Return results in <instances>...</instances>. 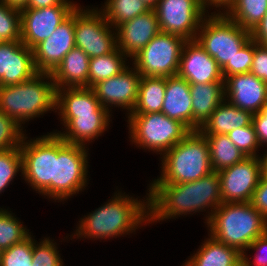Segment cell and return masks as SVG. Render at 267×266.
<instances>
[{
    "label": "cell",
    "instance_id": "d590c367",
    "mask_svg": "<svg viewBox=\"0 0 267 266\" xmlns=\"http://www.w3.org/2000/svg\"><path fill=\"white\" fill-rule=\"evenodd\" d=\"M49 237L40 243L33 238L32 266H64L57 243Z\"/></svg>",
    "mask_w": 267,
    "mask_h": 266
},
{
    "label": "cell",
    "instance_id": "f35d334b",
    "mask_svg": "<svg viewBox=\"0 0 267 266\" xmlns=\"http://www.w3.org/2000/svg\"><path fill=\"white\" fill-rule=\"evenodd\" d=\"M230 141L246 156H259L258 148L260 144L257 139L253 123L248 126L237 128L227 134ZM257 151V152H256Z\"/></svg>",
    "mask_w": 267,
    "mask_h": 266
},
{
    "label": "cell",
    "instance_id": "83f0119b",
    "mask_svg": "<svg viewBox=\"0 0 267 266\" xmlns=\"http://www.w3.org/2000/svg\"><path fill=\"white\" fill-rule=\"evenodd\" d=\"M165 89L166 77L141 76L137 102L131 114L161 112Z\"/></svg>",
    "mask_w": 267,
    "mask_h": 266
},
{
    "label": "cell",
    "instance_id": "d6986e66",
    "mask_svg": "<svg viewBox=\"0 0 267 266\" xmlns=\"http://www.w3.org/2000/svg\"><path fill=\"white\" fill-rule=\"evenodd\" d=\"M224 99L242 110L258 113L267 101V83L250 72L226 77Z\"/></svg>",
    "mask_w": 267,
    "mask_h": 266
},
{
    "label": "cell",
    "instance_id": "7c38bea8",
    "mask_svg": "<svg viewBox=\"0 0 267 266\" xmlns=\"http://www.w3.org/2000/svg\"><path fill=\"white\" fill-rule=\"evenodd\" d=\"M154 10L161 32L185 40L196 39L200 24L209 13L201 0H159Z\"/></svg>",
    "mask_w": 267,
    "mask_h": 266
},
{
    "label": "cell",
    "instance_id": "4316f807",
    "mask_svg": "<svg viewBox=\"0 0 267 266\" xmlns=\"http://www.w3.org/2000/svg\"><path fill=\"white\" fill-rule=\"evenodd\" d=\"M253 114L224 99L199 129L202 134H228L252 123Z\"/></svg>",
    "mask_w": 267,
    "mask_h": 266
},
{
    "label": "cell",
    "instance_id": "db71d44e",
    "mask_svg": "<svg viewBox=\"0 0 267 266\" xmlns=\"http://www.w3.org/2000/svg\"><path fill=\"white\" fill-rule=\"evenodd\" d=\"M183 266H189L186 262L184 264H182Z\"/></svg>",
    "mask_w": 267,
    "mask_h": 266
},
{
    "label": "cell",
    "instance_id": "c3c4849f",
    "mask_svg": "<svg viewBox=\"0 0 267 266\" xmlns=\"http://www.w3.org/2000/svg\"><path fill=\"white\" fill-rule=\"evenodd\" d=\"M11 8L18 9L19 11L27 8L28 0H0Z\"/></svg>",
    "mask_w": 267,
    "mask_h": 266
},
{
    "label": "cell",
    "instance_id": "f546056e",
    "mask_svg": "<svg viewBox=\"0 0 267 266\" xmlns=\"http://www.w3.org/2000/svg\"><path fill=\"white\" fill-rule=\"evenodd\" d=\"M126 61L127 56L123 54L118 48H116L111 53L90 58L89 87L92 88L96 83L119 74L127 67Z\"/></svg>",
    "mask_w": 267,
    "mask_h": 266
},
{
    "label": "cell",
    "instance_id": "f6af8a7d",
    "mask_svg": "<svg viewBox=\"0 0 267 266\" xmlns=\"http://www.w3.org/2000/svg\"><path fill=\"white\" fill-rule=\"evenodd\" d=\"M55 5H78L76 2L69 0H28L27 8L25 9H38Z\"/></svg>",
    "mask_w": 267,
    "mask_h": 266
},
{
    "label": "cell",
    "instance_id": "e575fe53",
    "mask_svg": "<svg viewBox=\"0 0 267 266\" xmlns=\"http://www.w3.org/2000/svg\"><path fill=\"white\" fill-rule=\"evenodd\" d=\"M21 172L22 154L20 148L0 151V194L12 183L15 176Z\"/></svg>",
    "mask_w": 267,
    "mask_h": 266
},
{
    "label": "cell",
    "instance_id": "8d00e7d4",
    "mask_svg": "<svg viewBox=\"0 0 267 266\" xmlns=\"http://www.w3.org/2000/svg\"><path fill=\"white\" fill-rule=\"evenodd\" d=\"M33 237L30 235L1 253L0 266H32Z\"/></svg>",
    "mask_w": 267,
    "mask_h": 266
},
{
    "label": "cell",
    "instance_id": "44dd1931",
    "mask_svg": "<svg viewBox=\"0 0 267 266\" xmlns=\"http://www.w3.org/2000/svg\"><path fill=\"white\" fill-rule=\"evenodd\" d=\"M55 110L63 126L78 115L111 113L101 105L91 87L56 89Z\"/></svg>",
    "mask_w": 267,
    "mask_h": 266
},
{
    "label": "cell",
    "instance_id": "7a4b0ae2",
    "mask_svg": "<svg viewBox=\"0 0 267 266\" xmlns=\"http://www.w3.org/2000/svg\"><path fill=\"white\" fill-rule=\"evenodd\" d=\"M114 193L113 198L79 221L75 238L109 239L130 235L148 223V196L138 200L125 192ZM145 201V202H144Z\"/></svg>",
    "mask_w": 267,
    "mask_h": 266
},
{
    "label": "cell",
    "instance_id": "4dcf8cb0",
    "mask_svg": "<svg viewBox=\"0 0 267 266\" xmlns=\"http://www.w3.org/2000/svg\"><path fill=\"white\" fill-rule=\"evenodd\" d=\"M266 13L267 0H236L224 14L251 32Z\"/></svg>",
    "mask_w": 267,
    "mask_h": 266
},
{
    "label": "cell",
    "instance_id": "8fae6325",
    "mask_svg": "<svg viewBox=\"0 0 267 266\" xmlns=\"http://www.w3.org/2000/svg\"><path fill=\"white\" fill-rule=\"evenodd\" d=\"M74 35L75 47L83 50L90 58L111 53L117 48L116 29L106 21L98 7L75 8Z\"/></svg>",
    "mask_w": 267,
    "mask_h": 266
},
{
    "label": "cell",
    "instance_id": "52a82bcc",
    "mask_svg": "<svg viewBox=\"0 0 267 266\" xmlns=\"http://www.w3.org/2000/svg\"><path fill=\"white\" fill-rule=\"evenodd\" d=\"M251 39V32L224 13L211 12L202 20L196 40L223 68Z\"/></svg>",
    "mask_w": 267,
    "mask_h": 266
},
{
    "label": "cell",
    "instance_id": "5b68a950",
    "mask_svg": "<svg viewBox=\"0 0 267 266\" xmlns=\"http://www.w3.org/2000/svg\"><path fill=\"white\" fill-rule=\"evenodd\" d=\"M55 103L56 88L51 73L39 72L22 83L0 87V111L21 126L54 111Z\"/></svg>",
    "mask_w": 267,
    "mask_h": 266
},
{
    "label": "cell",
    "instance_id": "836d02e7",
    "mask_svg": "<svg viewBox=\"0 0 267 266\" xmlns=\"http://www.w3.org/2000/svg\"><path fill=\"white\" fill-rule=\"evenodd\" d=\"M21 40V12L0 1V42Z\"/></svg>",
    "mask_w": 267,
    "mask_h": 266
},
{
    "label": "cell",
    "instance_id": "7402d4cb",
    "mask_svg": "<svg viewBox=\"0 0 267 266\" xmlns=\"http://www.w3.org/2000/svg\"><path fill=\"white\" fill-rule=\"evenodd\" d=\"M161 112L184 124L192 131V97L190 84L178 75L166 77L165 97Z\"/></svg>",
    "mask_w": 267,
    "mask_h": 266
},
{
    "label": "cell",
    "instance_id": "60d3db41",
    "mask_svg": "<svg viewBox=\"0 0 267 266\" xmlns=\"http://www.w3.org/2000/svg\"><path fill=\"white\" fill-rule=\"evenodd\" d=\"M250 73L267 83V45L254 41V56Z\"/></svg>",
    "mask_w": 267,
    "mask_h": 266
},
{
    "label": "cell",
    "instance_id": "f907efd6",
    "mask_svg": "<svg viewBox=\"0 0 267 266\" xmlns=\"http://www.w3.org/2000/svg\"><path fill=\"white\" fill-rule=\"evenodd\" d=\"M263 156H259L261 162V174L262 178H267V151ZM263 157V158H262Z\"/></svg>",
    "mask_w": 267,
    "mask_h": 266
},
{
    "label": "cell",
    "instance_id": "d4e9b609",
    "mask_svg": "<svg viewBox=\"0 0 267 266\" xmlns=\"http://www.w3.org/2000/svg\"><path fill=\"white\" fill-rule=\"evenodd\" d=\"M192 131L199 130L224 100V82L190 84Z\"/></svg>",
    "mask_w": 267,
    "mask_h": 266
},
{
    "label": "cell",
    "instance_id": "74e56055",
    "mask_svg": "<svg viewBox=\"0 0 267 266\" xmlns=\"http://www.w3.org/2000/svg\"><path fill=\"white\" fill-rule=\"evenodd\" d=\"M24 136L23 126L0 111V151L20 148Z\"/></svg>",
    "mask_w": 267,
    "mask_h": 266
},
{
    "label": "cell",
    "instance_id": "e0dca14e",
    "mask_svg": "<svg viewBox=\"0 0 267 266\" xmlns=\"http://www.w3.org/2000/svg\"><path fill=\"white\" fill-rule=\"evenodd\" d=\"M75 47L74 11L62 22L51 36L34 49V63L38 72L52 73L63 57Z\"/></svg>",
    "mask_w": 267,
    "mask_h": 266
},
{
    "label": "cell",
    "instance_id": "5bb4252c",
    "mask_svg": "<svg viewBox=\"0 0 267 266\" xmlns=\"http://www.w3.org/2000/svg\"><path fill=\"white\" fill-rule=\"evenodd\" d=\"M78 5H55L38 9L21 10V41L34 49L52 35Z\"/></svg>",
    "mask_w": 267,
    "mask_h": 266
},
{
    "label": "cell",
    "instance_id": "603a6c76",
    "mask_svg": "<svg viewBox=\"0 0 267 266\" xmlns=\"http://www.w3.org/2000/svg\"><path fill=\"white\" fill-rule=\"evenodd\" d=\"M90 57L80 48L74 47L51 73L56 89L89 87Z\"/></svg>",
    "mask_w": 267,
    "mask_h": 266
},
{
    "label": "cell",
    "instance_id": "1f68e13d",
    "mask_svg": "<svg viewBox=\"0 0 267 266\" xmlns=\"http://www.w3.org/2000/svg\"><path fill=\"white\" fill-rule=\"evenodd\" d=\"M99 10L114 28L151 10L143 0H106Z\"/></svg>",
    "mask_w": 267,
    "mask_h": 266
},
{
    "label": "cell",
    "instance_id": "7bdbcfd3",
    "mask_svg": "<svg viewBox=\"0 0 267 266\" xmlns=\"http://www.w3.org/2000/svg\"><path fill=\"white\" fill-rule=\"evenodd\" d=\"M250 203L267 220V178L261 177Z\"/></svg>",
    "mask_w": 267,
    "mask_h": 266
},
{
    "label": "cell",
    "instance_id": "9c48e42d",
    "mask_svg": "<svg viewBox=\"0 0 267 266\" xmlns=\"http://www.w3.org/2000/svg\"><path fill=\"white\" fill-rule=\"evenodd\" d=\"M86 146L70 144L57 134V159L54 169V200L66 201L84 190L88 178Z\"/></svg>",
    "mask_w": 267,
    "mask_h": 266
},
{
    "label": "cell",
    "instance_id": "2e32d148",
    "mask_svg": "<svg viewBox=\"0 0 267 266\" xmlns=\"http://www.w3.org/2000/svg\"><path fill=\"white\" fill-rule=\"evenodd\" d=\"M177 75L189 84L224 82L222 68L196 39L184 43Z\"/></svg>",
    "mask_w": 267,
    "mask_h": 266
},
{
    "label": "cell",
    "instance_id": "4fadbf2b",
    "mask_svg": "<svg viewBox=\"0 0 267 266\" xmlns=\"http://www.w3.org/2000/svg\"><path fill=\"white\" fill-rule=\"evenodd\" d=\"M218 174L222 203L250 202L262 177L260 158L245 157Z\"/></svg>",
    "mask_w": 267,
    "mask_h": 266
},
{
    "label": "cell",
    "instance_id": "8992f818",
    "mask_svg": "<svg viewBox=\"0 0 267 266\" xmlns=\"http://www.w3.org/2000/svg\"><path fill=\"white\" fill-rule=\"evenodd\" d=\"M24 136L20 145L23 179L37 193L54 199V169L57 159V134L53 132L30 140Z\"/></svg>",
    "mask_w": 267,
    "mask_h": 266
},
{
    "label": "cell",
    "instance_id": "b9f144b4",
    "mask_svg": "<svg viewBox=\"0 0 267 266\" xmlns=\"http://www.w3.org/2000/svg\"><path fill=\"white\" fill-rule=\"evenodd\" d=\"M248 250H254V251H262V250H266L267 251V232L258 237L253 243L250 244V246L247 248ZM251 258L248 257V255L246 253L243 254V261L242 263L246 266H267V256H265V254L263 255V253H258L254 258L251 260H249Z\"/></svg>",
    "mask_w": 267,
    "mask_h": 266
},
{
    "label": "cell",
    "instance_id": "ffe728a7",
    "mask_svg": "<svg viewBox=\"0 0 267 266\" xmlns=\"http://www.w3.org/2000/svg\"><path fill=\"white\" fill-rule=\"evenodd\" d=\"M115 29L117 48L130 59L161 31L154 9L119 24Z\"/></svg>",
    "mask_w": 267,
    "mask_h": 266
},
{
    "label": "cell",
    "instance_id": "ab89813d",
    "mask_svg": "<svg viewBox=\"0 0 267 266\" xmlns=\"http://www.w3.org/2000/svg\"><path fill=\"white\" fill-rule=\"evenodd\" d=\"M254 56V40L251 38L223 68L222 74L226 77L249 73Z\"/></svg>",
    "mask_w": 267,
    "mask_h": 266
},
{
    "label": "cell",
    "instance_id": "277c9868",
    "mask_svg": "<svg viewBox=\"0 0 267 266\" xmlns=\"http://www.w3.org/2000/svg\"><path fill=\"white\" fill-rule=\"evenodd\" d=\"M161 159V175L150 184L193 182L213 172L208 142L199 130L190 131Z\"/></svg>",
    "mask_w": 267,
    "mask_h": 266
},
{
    "label": "cell",
    "instance_id": "6da1fadb",
    "mask_svg": "<svg viewBox=\"0 0 267 266\" xmlns=\"http://www.w3.org/2000/svg\"><path fill=\"white\" fill-rule=\"evenodd\" d=\"M148 195V224L180 215L210 210L207 223L214 210L222 204L218 172L201 177L193 182L179 184H150ZM210 207V208H209Z\"/></svg>",
    "mask_w": 267,
    "mask_h": 266
},
{
    "label": "cell",
    "instance_id": "f1b7e54d",
    "mask_svg": "<svg viewBox=\"0 0 267 266\" xmlns=\"http://www.w3.org/2000/svg\"><path fill=\"white\" fill-rule=\"evenodd\" d=\"M208 142L212 170L218 172L242 161L246 156L226 134H203Z\"/></svg>",
    "mask_w": 267,
    "mask_h": 266
},
{
    "label": "cell",
    "instance_id": "3957f363",
    "mask_svg": "<svg viewBox=\"0 0 267 266\" xmlns=\"http://www.w3.org/2000/svg\"><path fill=\"white\" fill-rule=\"evenodd\" d=\"M210 235L241 254L267 232V220L250 202L222 203L207 222Z\"/></svg>",
    "mask_w": 267,
    "mask_h": 266
},
{
    "label": "cell",
    "instance_id": "ba28073f",
    "mask_svg": "<svg viewBox=\"0 0 267 266\" xmlns=\"http://www.w3.org/2000/svg\"><path fill=\"white\" fill-rule=\"evenodd\" d=\"M132 144L164 155L180 142L190 130L181 122L162 112L130 114L127 116ZM132 139V140H131Z\"/></svg>",
    "mask_w": 267,
    "mask_h": 266
},
{
    "label": "cell",
    "instance_id": "ac0fdd59",
    "mask_svg": "<svg viewBox=\"0 0 267 266\" xmlns=\"http://www.w3.org/2000/svg\"><path fill=\"white\" fill-rule=\"evenodd\" d=\"M37 73L32 49L21 40L0 42V87L22 83Z\"/></svg>",
    "mask_w": 267,
    "mask_h": 266
},
{
    "label": "cell",
    "instance_id": "681fc988",
    "mask_svg": "<svg viewBox=\"0 0 267 266\" xmlns=\"http://www.w3.org/2000/svg\"><path fill=\"white\" fill-rule=\"evenodd\" d=\"M252 121H267V101L260 112L253 114Z\"/></svg>",
    "mask_w": 267,
    "mask_h": 266
},
{
    "label": "cell",
    "instance_id": "bcb514c9",
    "mask_svg": "<svg viewBox=\"0 0 267 266\" xmlns=\"http://www.w3.org/2000/svg\"><path fill=\"white\" fill-rule=\"evenodd\" d=\"M259 144L267 146V121H252ZM265 143V144H264Z\"/></svg>",
    "mask_w": 267,
    "mask_h": 266
},
{
    "label": "cell",
    "instance_id": "d6a6232c",
    "mask_svg": "<svg viewBox=\"0 0 267 266\" xmlns=\"http://www.w3.org/2000/svg\"><path fill=\"white\" fill-rule=\"evenodd\" d=\"M9 212L0 207V250L9 249L31 235L27 227Z\"/></svg>",
    "mask_w": 267,
    "mask_h": 266
},
{
    "label": "cell",
    "instance_id": "f5cc1de1",
    "mask_svg": "<svg viewBox=\"0 0 267 266\" xmlns=\"http://www.w3.org/2000/svg\"><path fill=\"white\" fill-rule=\"evenodd\" d=\"M205 5H207L211 0H201Z\"/></svg>",
    "mask_w": 267,
    "mask_h": 266
},
{
    "label": "cell",
    "instance_id": "9a60e30c",
    "mask_svg": "<svg viewBox=\"0 0 267 266\" xmlns=\"http://www.w3.org/2000/svg\"><path fill=\"white\" fill-rule=\"evenodd\" d=\"M140 78L136 68L128 65L114 77L96 83L92 89L101 105L108 111L111 112L113 106L121 107L127 110L126 114L129 116L137 102Z\"/></svg>",
    "mask_w": 267,
    "mask_h": 266
},
{
    "label": "cell",
    "instance_id": "30bf717a",
    "mask_svg": "<svg viewBox=\"0 0 267 266\" xmlns=\"http://www.w3.org/2000/svg\"><path fill=\"white\" fill-rule=\"evenodd\" d=\"M175 34L159 32L137 55L132 65L141 76L169 77L177 75L184 43Z\"/></svg>",
    "mask_w": 267,
    "mask_h": 266
},
{
    "label": "cell",
    "instance_id": "816d5d0a",
    "mask_svg": "<svg viewBox=\"0 0 267 266\" xmlns=\"http://www.w3.org/2000/svg\"><path fill=\"white\" fill-rule=\"evenodd\" d=\"M143 1L150 9H154L159 2V0H143Z\"/></svg>",
    "mask_w": 267,
    "mask_h": 266
},
{
    "label": "cell",
    "instance_id": "ee69618b",
    "mask_svg": "<svg viewBox=\"0 0 267 266\" xmlns=\"http://www.w3.org/2000/svg\"><path fill=\"white\" fill-rule=\"evenodd\" d=\"M251 38L259 44L267 45V13L251 31Z\"/></svg>",
    "mask_w": 267,
    "mask_h": 266
},
{
    "label": "cell",
    "instance_id": "7dc6e473",
    "mask_svg": "<svg viewBox=\"0 0 267 266\" xmlns=\"http://www.w3.org/2000/svg\"><path fill=\"white\" fill-rule=\"evenodd\" d=\"M236 0H211L207 5H206V8L209 9V7H212L213 9V6L215 7V10H217L216 8H219L217 10L218 13H225L231 6L232 4L235 2ZM220 8L221 10L223 9V11L221 12L220 11Z\"/></svg>",
    "mask_w": 267,
    "mask_h": 266
},
{
    "label": "cell",
    "instance_id": "484cf974",
    "mask_svg": "<svg viewBox=\"0 0 267 266\" xmlns=\"http://www.w3.org/2000/svg\"><path fill=\"white\" fill-rule=\"evenodd\" d=\"M209 238L201 243L199 249L190 256L186 263L189 266H240L243 254L237 249L217 241L209 233Z\"/></svg>",
    "mask_w": 267,
    "mask_h": 266
},
{
    "label": "cell",
    "instance_id": "cb8c5ba5",
    "mask_svg": "<svg viewBox=\"0 0 267 266\" xmlns=\"http://www.w3.org/2000/svg\"><path fill=\"white\" fill-rule=\"evenodd\" d=\"M110 117L111 114L78 115L64 126L66 131L56 130L54 133L67 143L87 146V142H92L107 131Z\"/></svg>",
    "mask_w": 267,
    "mask_h": 266
}]
</instances>
